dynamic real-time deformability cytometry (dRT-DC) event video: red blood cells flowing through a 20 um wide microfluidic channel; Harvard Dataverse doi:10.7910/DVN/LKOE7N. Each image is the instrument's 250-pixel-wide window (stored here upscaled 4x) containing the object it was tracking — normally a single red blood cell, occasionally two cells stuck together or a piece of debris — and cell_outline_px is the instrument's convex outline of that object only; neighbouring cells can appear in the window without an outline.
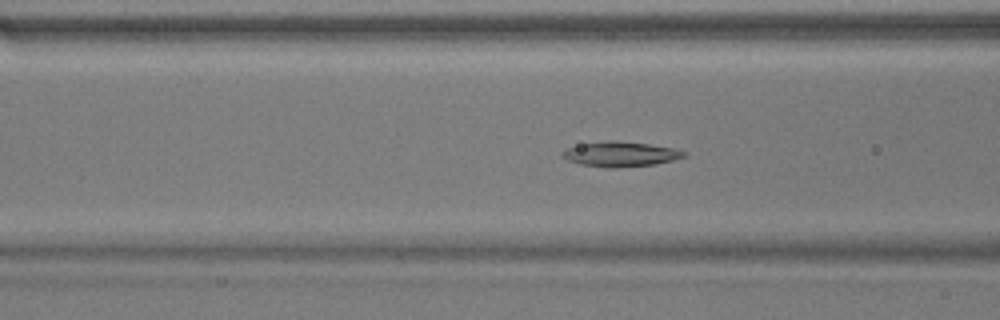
{"species": "common noctule bat (a hibernating species)", "species_latin": "Nyctalus noctula", "temperature_condition": "warm", "stored_images_in_passage": 55, "segment_of_instrument_passage": [1, 2], "camera_frame_rate_fps": 3000, "um_per_image_px": 0.085, "animal": {"sex": "male", "body_mass_g": 17.9}, "frame": {"image": 1, "passage_image": 21, "time_ms": 6.667, "image_size_px": [1000, 320], "cell_outline_px": [[688, 156], [656, 164], [616, 168], [608, 168], [580, 164], [568, 160], [560, 156], [560, 152], [568, 148], [580, 144], [608, 140], [648, 144], [676, 148], [688, 152]], "centroid_in_image_um": [52.76, 13.1], "position_along_channel_um": 113.8, "area_um2": 17.8}}
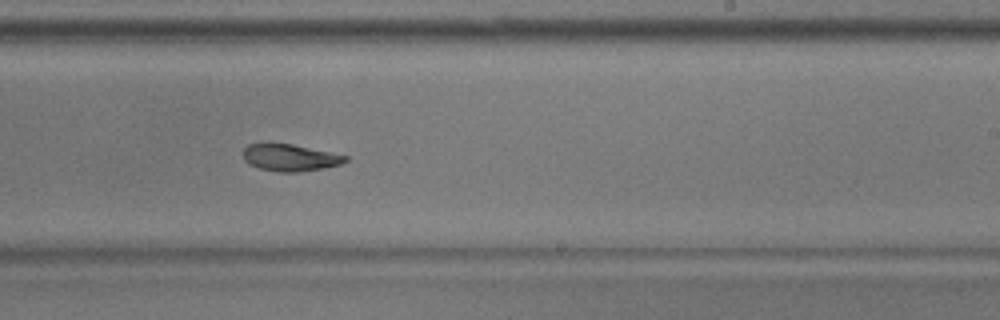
{"frame": {"image": 2, "passage_image": 33, "time_ms": 10.667, "image_size_px": [1000, 320], "cell_outline_px": [[348, 160], [340, 164], [324, 168], [296, 172], [280, 172], [260, 168], [248, 164], [244, 160], [244, 148], [248, 144], [268, 140], [292, 144], [348, 156]], "centroid_in_image_um": [24.59, 13.35], "position_along_channel_um": 264.4, "area_um2": 16.42}}
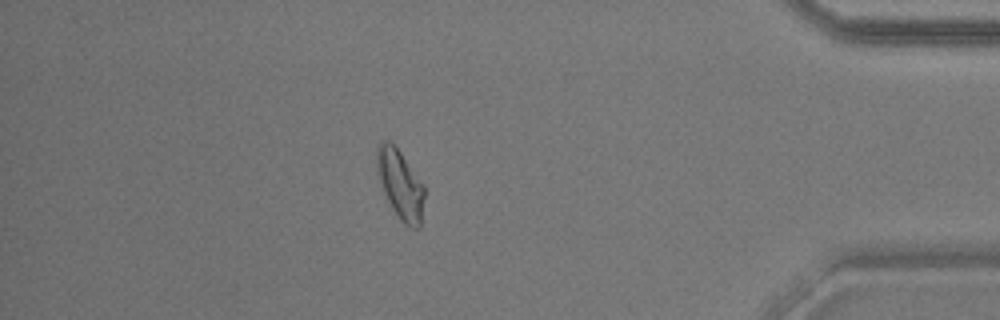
{"frame": {"image": 3, "passage_image": 47, "time_ms": 15.333, "image_size_px": [1000, 320], "cell_outline_px": [[424, 196], [420, 228], [412, 228], [404, 224], [400, 220], [392, 208], [380, 184], [376, 168], [376, 148], [380, 140], [388, 140], [400, 152], [424, 184]], "centroid_in_image_um": [34.01, 15.66], "position_along_channel_um": 401.2, "area_um2": 19.19}}